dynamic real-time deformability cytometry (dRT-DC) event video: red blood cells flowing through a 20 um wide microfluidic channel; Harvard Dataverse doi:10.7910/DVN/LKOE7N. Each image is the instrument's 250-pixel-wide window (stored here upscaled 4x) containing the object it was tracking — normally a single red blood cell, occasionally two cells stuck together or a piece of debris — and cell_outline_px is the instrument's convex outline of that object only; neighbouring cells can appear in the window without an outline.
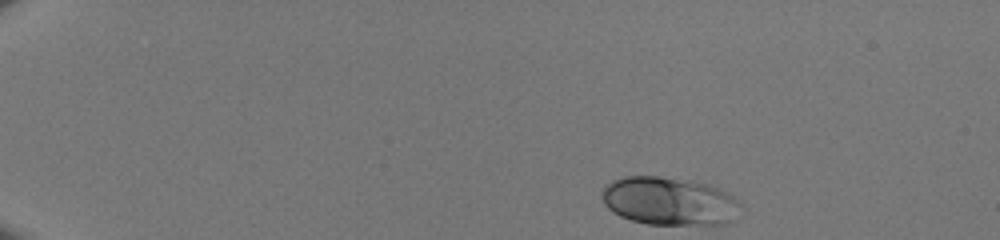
{"species": "human", "species_latin": "Homo sapiens", "temperature_condition": "room temperature", "stored_images_in_passage": 42, "camera_frame_rate_fps": 3000, "um_per_image_px": 0.085, "donor": {"sex": "male"}, "frame": {"image": 1, "passage_image": 1, "time_ms": 0.0, "image_size_px": [1000, 240], "cell_outline_px": [[740, 204], [732, 220], [724, 224], [648, 224], [632, 220], [620, 216], [612, 212], [604, 204], [600, 192], [604, 184], [612, 180], [624, 176], [660, 176], [692, 180], [708, 184], [728, 192], [740, 200]], "centroid_in_image_um": [56.84, 17.07], "position_along_channel_um": 28.2, "area_um2": 39.25}}
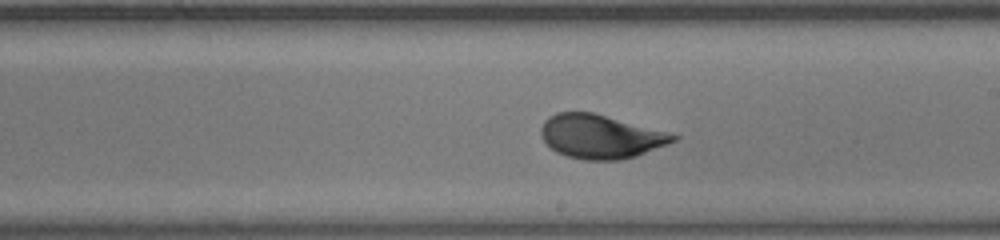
{"frame": {"image": 2, "passage_image": 24, "time_ms": 7.667, "image_size_px": [1000, 240], "cell_outline_px": [[680, 136], [676, 140], [668, 144], [636, 156], [620, 160], [584, 160], [568, 156], [556, 152], [544, 140], [540, 132], [540, 128], [544, 120], [548, 116], [556, 112], [592, 112], [672, 132]], "centroid_in_image_um": [51.08, 11.59], "position_along_channel_um": 237.9, "area_um2": 33.99}}
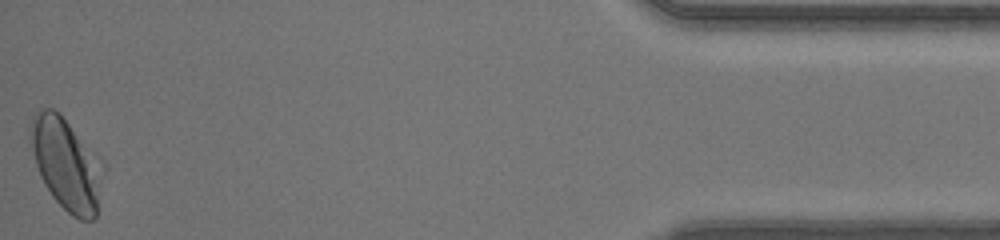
{"frame": {"image": 3, "passage_image": 42, "time_ms": 13.667, "image_size_px": [1000, 240], "cell_outline_px": [[104, 172], [96, 216], [92, 220], [80, 220], [72, 216], [52, 196], [44, 184], [40, 176], [36, 164], [28, 136], [32, 116], [40, 108], [52, 108], [60, 112], [100, 156], [104, 164]], "centroid_in_image_um": [5.66, 13.9], "position_along_channel_um": 429.5, "area_um2": 39.54}}